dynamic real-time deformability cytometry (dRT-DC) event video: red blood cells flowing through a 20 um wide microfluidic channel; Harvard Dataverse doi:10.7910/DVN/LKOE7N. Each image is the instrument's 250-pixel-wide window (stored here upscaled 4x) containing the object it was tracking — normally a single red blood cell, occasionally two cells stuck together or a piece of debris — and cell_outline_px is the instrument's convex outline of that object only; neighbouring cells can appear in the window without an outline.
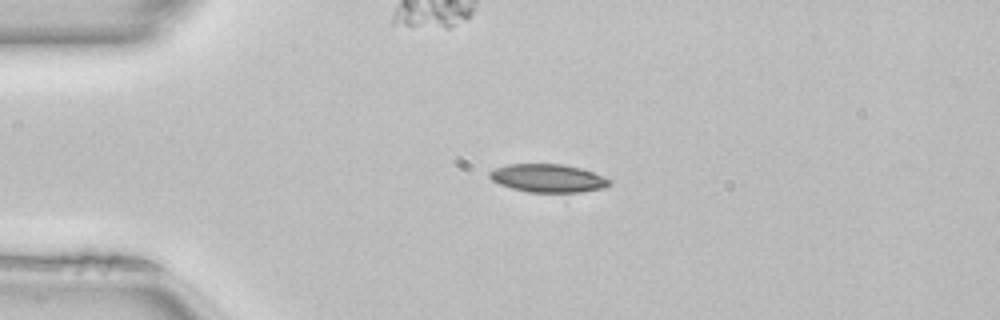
{"species": "common noctule bat (a hibernating species)", "species_latin": "Nyctalus noctula", "temperature_condition": "room temperature", "stored_images_in_passage": 42, "camera_frame_rate_fps": 3000, "um_per_image_px": 0.085, "animal": {"sex": "female", "body_mass_g": 22.7, "forearm_length_mm": 54.2}, "frame": {"image": 1, "passage_image": 12, "time_ms": 3.667, "image_size_px": [1000, 320], "cell_outline_px": [[612, 184], [604, 188], [580, 192], [528, 192], [512, 188], [500, 184], [492, 180], [488, 176], [488, 172], [496, 168], [508, 164], [564, 164], [580, 168], [604, 176], [612, 180]], "centroid_in_image_um": [46.6, 15.14], "position_along_channel_um": 38.4, "area_um2": 19.71}}